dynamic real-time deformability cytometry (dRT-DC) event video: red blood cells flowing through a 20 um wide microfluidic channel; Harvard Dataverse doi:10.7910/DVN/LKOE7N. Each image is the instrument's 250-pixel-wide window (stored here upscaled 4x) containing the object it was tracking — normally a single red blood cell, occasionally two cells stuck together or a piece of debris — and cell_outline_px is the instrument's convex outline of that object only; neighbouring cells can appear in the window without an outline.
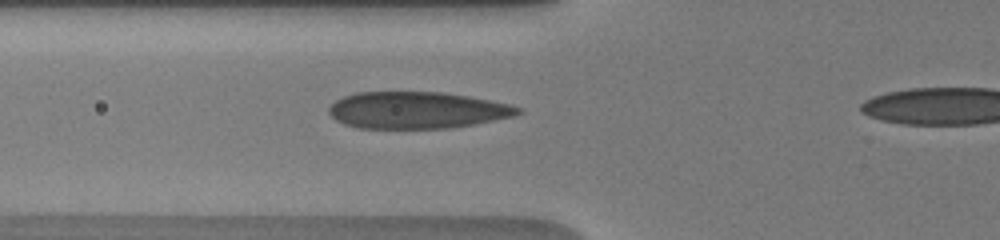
{"species": "human", "species_latin": "Homo sapiens", "temperature_condition": "warm", "stored_images_in_passage": 22, "camera_frame_rate_fps": 3000, "um_per_image_px": 0.085, "donor": {"sex": "male"}, "frame": {"image": 1, "passage_image": 3, "time_ms": 1.333, "image_size_px": [1000, 240], "cell_outline_px": [[524, 112], [516, 116], [472, 124], [448, 128], [360, 128], [344, 124], [336, 120], [328, 112], [328, 108], [336, 100], [344, 96], [356, 92], [440, 92], [468, 96], [512, 104], [520, 108]], "centroid_in_image_um": [35.46, 9.36], "position_along_channel_um": 90.3, "area_um2": 40.52}}
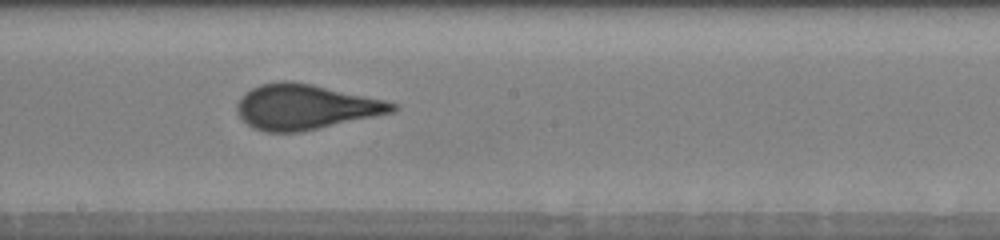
{"frame": {"image": 2, "passage_image": 9, "time_ms": 4.667, "image_size_px": [1000, 240], "cell_outline_px": [[400, 108], [396, 112], [300, 132], [268, 132], [252, 128], [236, 112], [236, 104], [240, 96], [244, 92], [260, 84], [280, 80], [288, 80], [312, 84], [384, 100], [400, 104]], "centroid_in_image_um": [25.96, 9.08], "position_along_channel_um": 222.2, "area_um2": 41.1}}
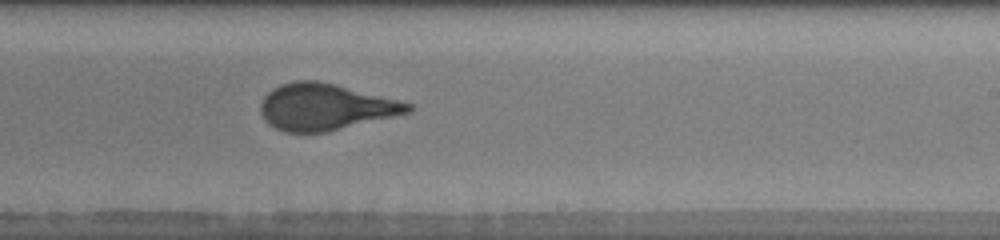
{"frame": {"image": 3, "passage_image": 11, "time_ms": 5.667, "image_size_px": [1000, 240], "cell_outline_px": [[416, 108], [412, 112], [324, 132], [284, 132], [268, 124], [264, 120], [260, 112], [260, 104], [264, 96], [272, 88], [296, 80], [316, 80], [412, 104]], "centroid_in_image_um": [27.61, 9.1], "position_along_channel_um": 261.4, "area_um2": 39.36}, "authors_computed_cell_mechanics": {"area_um2": 39.6797, "velocity_mm_per_s": 3.9318, "shape_relaxation_time_tau1_ms": 4.1813, "shape_relaxation_time_tau2_ms": null, "deformation_change_tau1": 0.2022, "deformation_change_tau2": null}}